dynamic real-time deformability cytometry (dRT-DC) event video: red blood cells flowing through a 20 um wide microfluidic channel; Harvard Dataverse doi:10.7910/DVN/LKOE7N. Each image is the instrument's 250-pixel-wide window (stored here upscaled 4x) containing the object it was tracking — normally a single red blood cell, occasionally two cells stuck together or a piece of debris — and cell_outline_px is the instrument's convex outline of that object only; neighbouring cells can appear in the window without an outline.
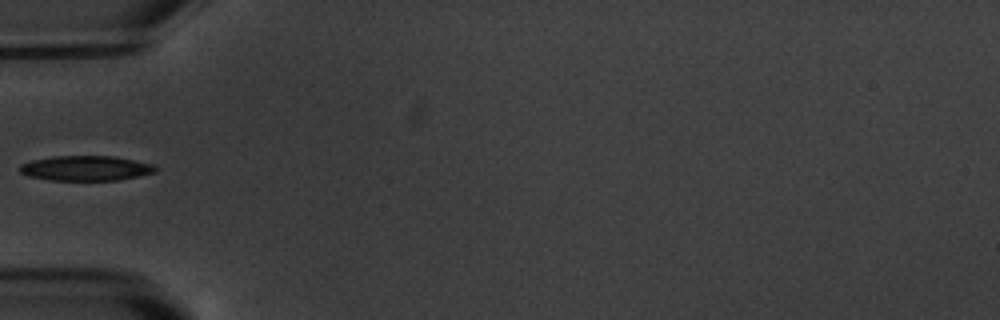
{"species": "common noctule bat (a hibernating species)", "species_latin": "Nyctalus noctula", "temperature_condition": "warm", "stored_images_in_passage": 6, "camera_frame_rate_fps": 3000, "um_per_image_px": 0.085, "animal": {"sex": "male", "body_mass_g": 20.1, "forearm_length_mm": 53.5}, "frame": {"image": 1, "passage_image": 5, "time_ms": 5.667, "image_size_px": [1000, 320], "cell_outline_px": [[156, 172], [120, 180], [48, 180], [28, 176], [20, 172], [20, 164], [32, 160], [52, 156], [112, 156], [156, 164]], "centroid_in_image_um": [7.3, 14.3], "position_along_channel_um": 77.7, "area_um2": 19.83}}